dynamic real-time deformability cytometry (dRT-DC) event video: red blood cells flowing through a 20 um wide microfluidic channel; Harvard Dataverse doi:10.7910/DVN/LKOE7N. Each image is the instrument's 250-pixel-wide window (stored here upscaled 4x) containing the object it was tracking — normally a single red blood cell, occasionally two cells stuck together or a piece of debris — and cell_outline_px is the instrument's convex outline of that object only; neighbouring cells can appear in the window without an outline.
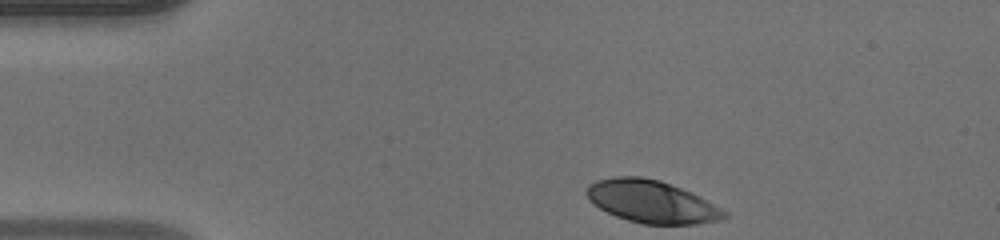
{"species": "human", "species_latin": "Homo sapiens", "temperature_condition": "warm", "stored_images_in_passage": 35, "camera_frame_rate_fps": 3000, "um_per_image_px": 0.085, "donor": {"sex": "male"}, "frame": {"image": 1, "passage_image": 1, "time_ms": 0.0, "image_size_px": [1000, 240], "cell_outline_px": [[728, 216], [720, 220], [696, 224], [644, 224], [628, 220], [616, 216], [592, 204], [588, 200], [584, 192], [588, 184], [596, 180], [616, 176], [640, 176], [660, 180], [692, 192], [728, 212]], "centroid_in_image_um": [55.36, 17.13], "position_along_channel_um": 29.6, "area_um2": 34.28}}
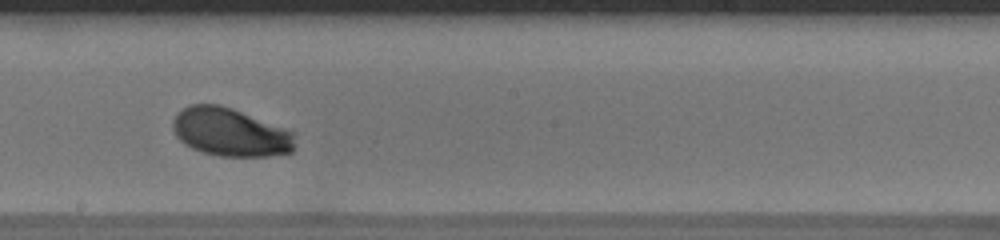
{"frame": {"image": 2, "passage_image": 20, "time_ms": 6.333, "image_size_px": [1000, 240], "cell_outline_px": [[296, 132], [292, 152], [268, 156], [220, 156], [200, 152], [184, 144], [176, 136], [172, 128], [172, 120], [176, 112], [188, 104], [220, 104], [232, 108]], "centroid_in_image_um": [19.54, 11.23], "position_along_channel_um": 228.7, "area_um2": 34.74}}
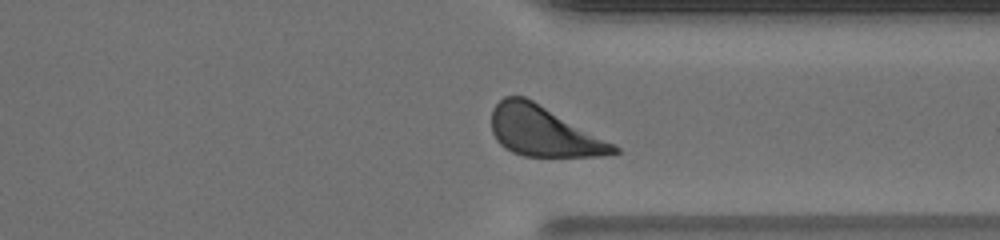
{"frame": {"image": 3, "passage_image": 30, "time_ms": 9.667, "image_size_px": [1000, 240], "cell_outline_px": [[620, 152], [600, 156], [524, 156], [512, 152], [504, 148], [496, 140], [492, 132], [492, 108], [504, 96], [524, 96], [532, 100], [620, 148]], "centroid_in_image_um": [46.13, 11.17], "position_along_channel_um": 365.3, "area_um2": 34.97}, "authors_computed_cell_mechanics": {"area_um2": 35.3736, "velocity_mm_per_s": 4.0975, "shape_relaxation_time_tau1_ms": 2.2007, "shape_relaxation_time_tau2_ms": null, "deformation_change_tau1": 0.1589, "deformation_change_tau2": null}}